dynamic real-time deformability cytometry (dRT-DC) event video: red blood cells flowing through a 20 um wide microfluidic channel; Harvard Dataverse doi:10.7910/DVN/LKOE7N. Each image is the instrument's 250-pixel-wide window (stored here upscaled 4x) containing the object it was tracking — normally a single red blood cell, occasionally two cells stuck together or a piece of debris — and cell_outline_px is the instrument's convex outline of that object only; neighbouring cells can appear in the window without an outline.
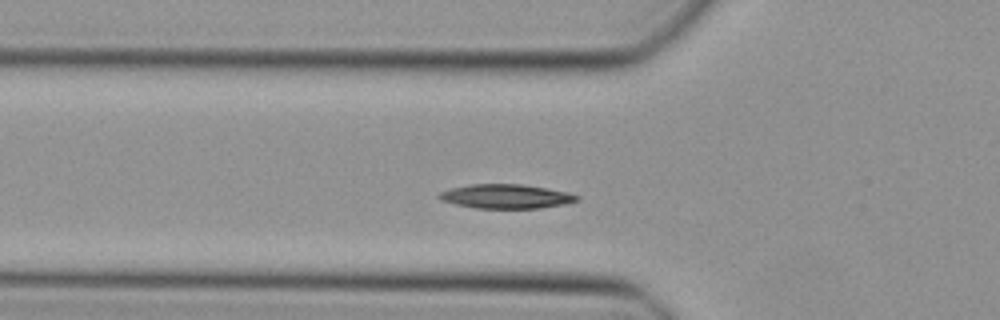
{"species": "Egyptian fruit bat (a non-hibernating species)", "species_latin": "Rousettus aegyptiacus", "temperature_condition": "cold", "stored_images_in_passage": 42, "segment_of_instrument_passage": [1, 2], "camera_frame_rate_fps": 3000, "um_per_image_px": 0.085, "animal": {"sex": "female"}, "frame": {"image": 1, "passage_image": 9, "time_ms": 2.667, "image_size_px": [1000, 320], "cell_outline_px": [[580, 200], [564, 204], [540, 208], [476, 208], [456, 204], [440, 200], [436, 196], [440, 192], [452, 188], [468, 184], [520, 184], [568, 192], [580, 196]], "centroid_in_image_um": [43.0, 16.69], "position_along_channel_um": 82.8, "area_um2": 19.36}}
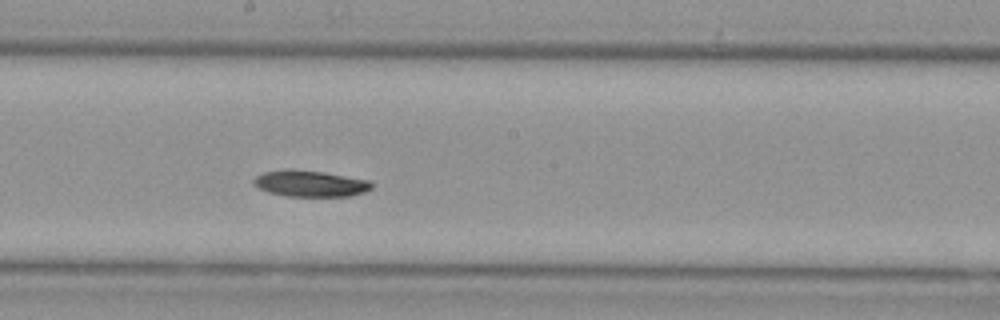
{"frame": {"image": 2, "passage_image": 19, "time_ms": 6.0, "image_size_px": [1000, 320], "cell_outline_px": [[372, 188], [364, 192], [348, 196], [284, 196], [268, 192], [252, 184], [252, 180], [256, 176], [264, 172], [284, 168], [292, 168], [324, 172], [372, 180]], "centroid_in_image_um": [26.35, 15.58], "position_along_channel_um": 221.9, "area_um2": 18.38}}
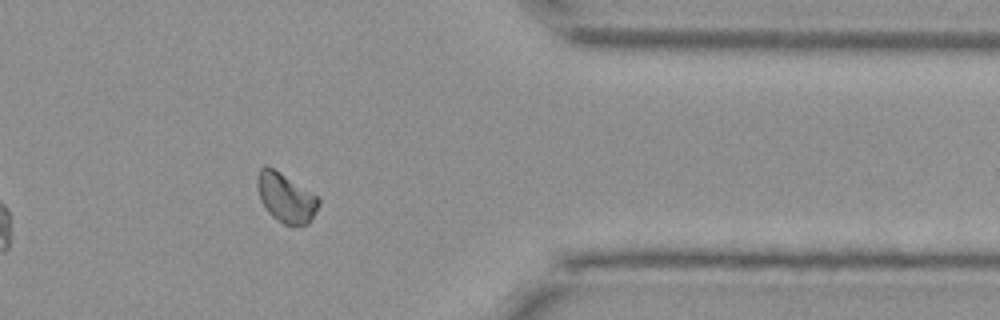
{"frame": {"image": 3, "passage_image": 32, "time_ms": 10.333, "image_size_px": [1000, 320], "cell_outline_px": [[320, 204], [308, 224], [292, 228], [276, 220], [268, 212], [260, 200], [256, 184], [256, 176], [260, 168], [264, 164], [280, 172], [316, 196], [320, 200]], "centroid_in_image_um": [24.26, 16.84], "position_along_channel_um": 387.1, "area_um2": 17.74}}